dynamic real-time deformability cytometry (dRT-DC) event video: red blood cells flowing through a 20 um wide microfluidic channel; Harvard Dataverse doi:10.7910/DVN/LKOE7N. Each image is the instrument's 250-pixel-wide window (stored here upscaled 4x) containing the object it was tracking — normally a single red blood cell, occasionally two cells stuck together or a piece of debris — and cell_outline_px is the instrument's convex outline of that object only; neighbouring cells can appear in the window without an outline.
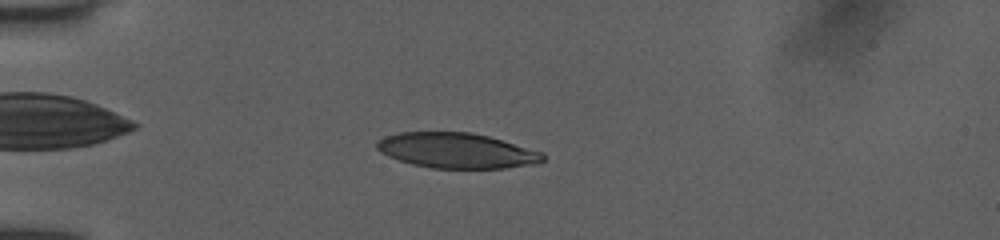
{"species": "human", "species_latin": "Homo sapiens", "temperature_condition": "room temperature", "stored_images_in_passage": 46, "camera_frame_rate_fps": 3000, "um_per_image_px": 0.085, "donor": {"sex": "female"}, "frame": {"image": 1, "passage_image": 13, "time_ms": 4.333, "image_size_px": [1000, 240], "cell_outline_px": [[544, 160], [540, 164], [504, 168], [432, 168], [412, 164], [388, 156], [380, 152], [376, 148], [376, 140], [384, 136], [400, 132], [472, 132], [488, 136], [544, 152]], "centroid_in_image_um": [38.83, 12.8], "position_along_channel_um": 46.2, "area_um2": 34.33}}
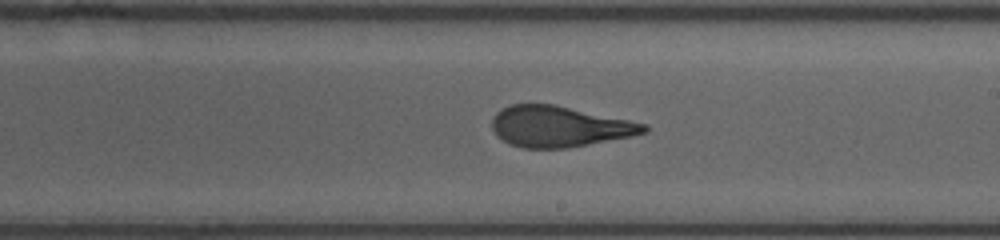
{"frame": {"image": 2, "passage_image": 29, "time_ms": 10.0, "image_size_px": [1000, 240], "cell_outline_px": [[648, 132], [632, 136], [568, 148], [524, 148], [508, 144], [496, 136], [492, 128], [492, 120], [496, 112], [508, 104], [556, 104], [648, 124]], "centroid_in_image_um": [47.53, 10.75], "position_along_channel_um": 241.5, "area_um2": 36.47}}
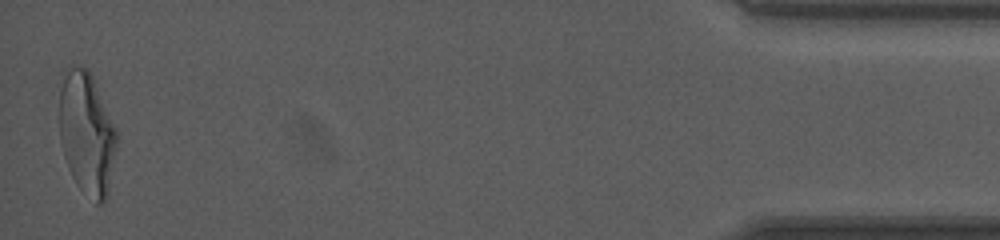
{"frame": {"image": 3, "passage_image": 46, "time_ms": 16.667, "image_size_px": [1000, 240], "cell_outline_px": [[116, 144], [108, 196], [100, 204], [96, 204], [76, 184], [72, 176], [64, 156], [60, 140], [60, 72], [72, 68], [88, 68], [92, 76], [116, 128]], "centroid_in_image_um": [7.36, 11.34], "position_along_channel_um": 427.8, "area_um2": 40.69}, "authors_computed_cell_mechanics": {"area_um2": 36.414, "velocity_mm_per_s": 3.9949, "shape_relaxation_time_tau1_ms": 4.3945, "shape_relaxation_time_tau2_ms": 1.2572, "deformation_change_tau1": 0.217, "deformation_change_tau2": 0.1112}}